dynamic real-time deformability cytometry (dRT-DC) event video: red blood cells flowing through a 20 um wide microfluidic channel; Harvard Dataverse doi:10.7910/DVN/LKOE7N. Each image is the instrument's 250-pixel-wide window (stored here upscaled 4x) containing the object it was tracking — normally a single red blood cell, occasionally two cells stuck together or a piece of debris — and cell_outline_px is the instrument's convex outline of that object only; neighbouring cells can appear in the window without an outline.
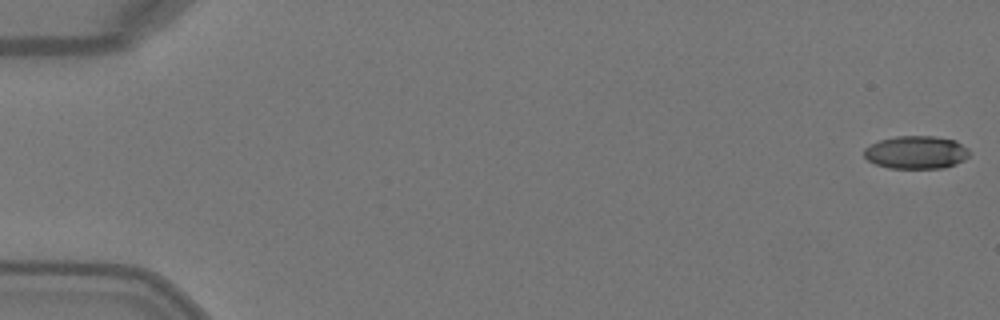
{"species": "Egyptian fruit bat (a non-hibernating species)", "species_latin": "Rousettus aegyptiacus", "temperature_condition": "warm", "stored_images_in_passage": 6, "segment_of_instrument_passage": [1, 2], "camera_frame_rate_fps": 3000, "um_per_image_px": 0.085, "animal": {"sex": "female"}, "frame": {"image": 1, "passage_image": 1, "time_ms": 0.0, "image_size_px": [1000, 320], "cell_outline_px": [[972, 152], [964, 160], [956, 164], [944, 168], [888, 168], [876, 164], [868, 160], [864, 156], [864, 148], [880, 140], [896, 136], [932, 136], [956, 140], [968, 148]], "centroid_in_image_um": [77.91, 12.95], "position_along_channel_um": 7.1, "area_um2": 20.35}}
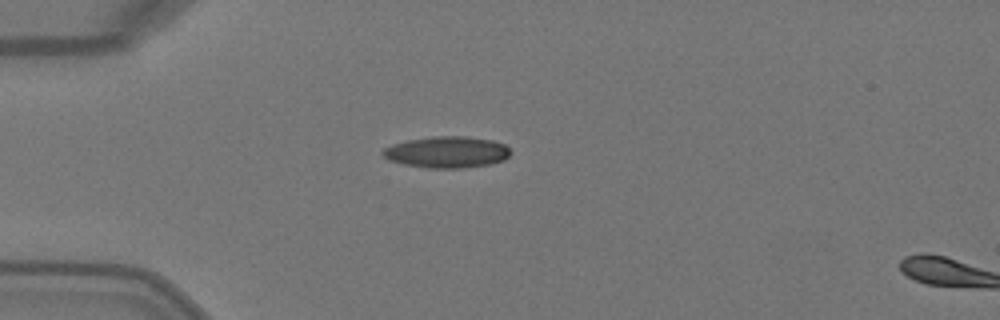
{"frame": {"image": 2, "passage_image": 5, "time_ms": 1.333, "image_size_px": [1000, 320], "cell_outline_px": [[512, 152], [504, 160], [488, 164], [464, 168], [428, 168], [404, 164], [388, 160], [380, 152], [384, 148], [392, 144], [408, 140], [432, 136], [464, 136], [492, 140], [504, 144]], "centroid_in_image_um": [37.97, 12.93], "position_along_channel_um": 47.0, "area_um2": 23.41}}